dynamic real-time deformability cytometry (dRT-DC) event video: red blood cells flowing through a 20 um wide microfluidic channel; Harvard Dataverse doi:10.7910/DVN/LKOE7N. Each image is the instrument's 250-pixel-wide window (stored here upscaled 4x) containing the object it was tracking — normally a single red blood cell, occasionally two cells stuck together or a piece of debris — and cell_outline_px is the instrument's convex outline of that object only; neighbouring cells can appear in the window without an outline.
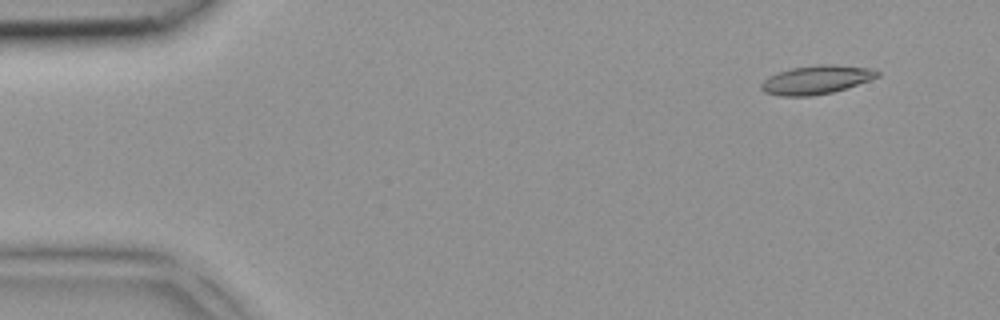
{"species": "common noctule bat (a hibernating species)", "species_latin": "Nyctalus noctula", "temperature_condition": "room temperature", "stored_images_in_passage": 4, "camera_frame_rate_fps": 3000, "um_per_image_px": 0.085, "animal": {"sex": "female", "body_mass_g": 18.4}, "frame": {"image": 1, "passage_image": 1, "time_ms": 0.0, "image_size_px": [1000, 320], "cell_outline_px": [[880, 76], [832, 92], [812, 96], [780, 96], [764, 92], [760, 88], [760, 84], [768, 76], [792, 68], [820, 64], [832, 64], [872, 68], [880, 72]], "centroid_in_image_um": [69.37, 6.78], "position_along_channel_um": 15.6, "area_um2": 19.25}}